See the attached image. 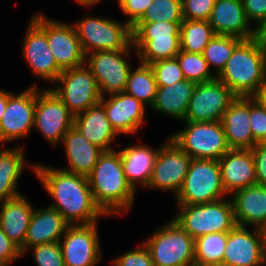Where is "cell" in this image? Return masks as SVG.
Segmentation results:
<instances>
[{
	"label": "cell",
	"instance_id": "obj_37",
	"mask_svg": "<svg viewBox=\"0 0 266 266\" xmlns=\"http://www.w3.org/2000/svg\"><path fill=\"white\" fill-rule=\"evenodd\" d=\"M182 22V0H153L137 22Z\"/></svg>",
	"mask_w": 266,
	"mask_h": 266
},
{
	"label": "cell",
	"instance_id": "obj_34",
	"mask_svg": "<svg viewBox=\"0 0 266 266\" xmlns=\"http://www.w3.org/2000/svg\"><path fill=\"white\" fill-rule=\"evenodd\" d=\"M227 243V232L210 233L195 239V266L222 264Z\"/></svg>",
	"mask_w": 266,
	"mask_h": 266
},
{
	"label": "cell",
	"instance_id": "obj_47",
	"mask_svg": "<svg viewBox=\"0 0 266 266\" xmlns=\"http://www.w3.org/2000/svg\"><path fill=\"white\" fill-rule=\"evenodd\" d=\"M252 98L259 103V105L266 110V80L263 84L257 89L256 93Z\"/></svg>",
	"mask_w": 266,
	"mask_h": 266
},
{
	"label": "cell",
	"instance_id": "obj_11",
	"mask_svg": "<svg viewBox=\"0 0 266 266\" xmlns=\"http://www.w3.org/2000/svg\"><path fill=\"white\" fill-rule=\"evenodd\" d=\"M45 34L57 66L63 71L85 64V54L73 24L51 19L42 12L30 18Z\"/></svg>",
	"mask_w": 266,
	"mask_h": 266
},
{
	"label": "cell",
	"instance_id": "obj_12",
	"mask_svg": "<svg viewBox=\"0 0 266 266\" xmlns=\"http://www.w3.org/2000/svg\"><path fill=\"white\" fill-rule=\"evenodd\" d=\"M133 52L137 55L134 46H131L127 50L98 51L85 55V65L96 78L101 96L124 92L132 68L129 57Z\"/></svg>",
	"mask_w": 266,
	"mask_h": 266
},
{
	"label": "cell",
	"instance_id": "obj_8",
	"mask_svg": "<svg viewBox=\"0 0 266 266\" xmlns=\"http://www.w3.org/2000/svg\"><path fill=\"white\" fill-rule=\"evenodd\" d=\"M228 197L222 184L219 161L192 159L176 205L210 203Z\"/></svg>",
	"mask_w": 266,
	"mask_h": 266
},
{
	"label": "cell",
	"instance_id": "obj_45",
	"mask_svg": "<svg viewBox=\"0 0 266 266\" xmlns=\"http://www.w3.org/2000/svg\"><path fill=\"white\" fill-rule=\"evenodd\" d=\"M242 2L248 22L253 23L256 29L266 19V0H242Z\"/></svg>",
	"mask_w": 266,
	"mask_h": 266
},
{
	"label": "cell",
	"instance_id": "obj_17",
	"mask_svg": "<svg viewBox=\"0 0 266 266\" xmlns=\"http://www.w3.org/2000/svg\"><path fill=\"white\" fill-rule=\"evenodd\" d=\"M97 223L68 226L59 242L65 266L99 265L102 249Z\"/></svg>",
	"mask_w": 266,
	"mask_h": 266
},
{
	"label": "cell",
	"instance_id": "obj_35",
	"mask_svg": "<svg viewBox=\"0 0 266 266\" xmlns=\"http://www.w3.org/2000/svg\"><path fill=\"white\" fill-rule=\"evenodd\" d=\"M242 39L229 35H214L203 50V57L211 70L214 67V74L217 77L224 69L228 59L231 57L234 48Z\"/></svg>",
	"mask_w": 266,
	"mask_h": 266
},
{
	"label": "cell",
	"instance_id": "obj_23",
	"mask_svg": "<svg viewBox=\"0 0 266 266\" xmlns=\"http://www.w3.org/2000/svg\"><path fill=\"white\" fill-rule=\"evenodd\" d=\"M137 145H129L119 151L122 160V167L125 173L127 182L136 191L143 188L146 189L149 185L152 170L155 165L159 149L162 144L154 149L150 145L141 144V139Z\"/></svg>",
	"mask_w": 266,
	"mask_h": 266
},
{
	"label": "cell",
	"instance_id": "obj_9",
	"mask_svg": "<svg viewBox=\"0 0 266 266\" xmlns=\"http://www.w3.org/2000/svg\"><path fill=\"white\" fill-rule=\"evenodd\" d=\"M183 123V130L169 136L192 159L219 160L230 150L221 121Z\"/></svg>",
	"mask_w": 266,
	"mask_h": 266
},
{
	"label": "cell",
	"instance_id": "obj_15",
	"mask_svg": "<svg viewBox=\"0 0 266 266\" xmlns=\"http://www.w3.org/2000/svg\"><path fill=\"white\" fill-rule=\"evenodd\" d=\"M191 160L168 136L159 149L147 189L170 191L176 197L182 188Z\"/></svg>",
	"mask_w": 266,
	"mask_h": 266
},
{
	"label": "cell",
	"instance_id": "obj_2",
	"mask_svg": "<svg viewBox=\"0 0 266 266\" xmlns=\"http://www.w3.org/2000/svg\"><path fill=\"white\" fill-rule=\"evenodd\" d=\"M87 179L95 203L107 217L129 214L137 191L126 180L118 150L104 151Z\"/></svg>",
	"mask_w": 266,
	"mask_h": 266
},
{
	"label": "cell",
	"instance_id": "obj_36",
	"mask_svg": "<svg viewBox=\"0 0 266 266\" xmlns=\"http://www.w3.org/2000/svg\"><path fill=\"white\" fill-rule=\"evenodd\" d=\"M176 58L179 61L185 79L197 84L216 78L214 71L210 70L202 54L189 53L181 50L176 55Z\"/></svg>",
	"mask_w": 266,
	"mask_h": 266
},
{
	"label": "cell",
	"instance_id": "obj_31",
	"mask_svg": "<svg viewBox=\"0 0 266 266\" xmlns=\"http://www.w3.org/2000/svg\"><path fill=\"white\" fill-rule=\"evenodd\" d=\"M195 85V82L184 79L169 86L157 87L155 101L150 109L183 122Z\"/></svg>",
	"mask_w": 266,
	"mask_h": 266
},
{
	"label": "cell",
	"instance_id": "obj_32",
	"mask_svg": "<svg viewBox=\"0 0 266 266\" xmlns=\"http://www.w3.org/2000/svg\"><path fill=\"white\" fill-rule=\"evenodd\" d=\"M138 66L131 68L128 74V80L125 93L135 97L145 104L148 109L155 101L157 84L153 69L148 64L138 62Z\"/></svg>",
	"mask_w": 266,
	"mask_h": 266
},
{
	"label": "cell",
	"instance_id": "obj_41",
	"mask_svg": "<svg viewBox=\"0 0 266 266\" xmlns=\"http://www.w3.org/2000/svg\"><path fill=\"white\" fill-rule=\"evenodd\" d=\"M216 0H182V16L187 20L208 21Z\"/></svg>",
	"mask_w": 266,
	"mask_h": 266
},
{
	"label": "cell",
	"instance_id": "obj_26",
	"mask_svg": "<svg viewBox=\"0 0 266 266\" xmlns=\"http://www.w3.org/2000/svg\"><path fill=\"white\" fill-rule=\"evenodd\" d=\"M249 118L250 97H237L221 120L230 149H252L256 145Z\"/></svg>",
	"mask_w": 266,
	"mask_h": 266
},
{
	"label": "cell",
	"instance_id": "obj_4",
	"mask_svg": "<svg viewBox=\"0 0 266 266\" xmlns=\"http://www.w3.org/2000/svg\"><path fill=\"white\" fill-rule=\"evenodd\" d=\"M181 22H136L132 26L133 46L138 62L152 64L173 59L181 51Z\"/></svg>",
	"mask_w": 266,
	"mask_h": 266
},
{
	"label": "cell",
	"instance_id": "obj_42",
	"mask_svg": "<svg viewBox=\"0 0 266 266\" xmlns=\"http://www.w3.org/2000/svg\"><path fill=\"white\" fill-rule=\"evenodd\" d=\"M250 129L256 144L266 143V110L250 97Z\"/></svg>",
	"mask_w": 266,
	"mask_h": 266
},
{
	"label": "cell",
	"instance_id": "obj_52",
	"mask_svg": "<svg viewBox=\"0 0 266 266\" xmlns=\"http://www.w3.org/2000/svg\"><path fill=\"white\" fill-rule=\"evenodd\" d=\"M101 1L103 0H97V5H99L101 3ZM111 1V0H110ZM114 1V0H113ZM115 1H118V0H115Z\"/></svg>",
	"mask_w": 266,
	"mask_h": 266
},
{
	"label": "cell",
	"instance_id": "obj_22",
	"mask_svg": "<svg viewBox=\"0 0 266 266\" xmlns=\"http://www.w3.org/2000/svg\"><path fill=\"white\" fill-rule=\"evenodd\" d=\"M208 22L215 35H229L242 40L255 37V28L246 18L242 0H216Z\"/></svg>",
	"mask_w": 266,
	"mask_h": 266
},
{
	"label": "cell",
	"instance_id": "obj_3",
	"mask_svg": "<svg viewBox=\"0 0 266 266\" xmlns=\"http://www.w3.org/2000/svg\"><path fill=\"white\" fill-rule=\"evenodd\" d=\"M217 78L237 97H252L266 80V49L255 37L242 40Z\"/></svg>",
	"mask_w": 266,
	"mask_h": 266
},
{
	"label": "cell",
	"instance_id": "obj_40",
	"mask_svg": "<svg viewBox=\"0 0 266 266\" xmlns=\"http://www.w3.org/2000/svg\"><path fill=\"white\" fill-rule=\"evenodd\" d=\"M139 245L135 249L117 255L110 264L112 266H153L150 251L144 243Z\"/></svg>",
	"mask_w": 266,
	"mask_h": 266
},
{
	"label": "cell",
	"instance_id": "obj_48",
	"mask_svg": "<svg viewBox=\"0 0 266 266\" xmlns=\"http://www.w3.org/2000/svg\"><path fill=\"white\" fill-rule=\"evenodd\" d=\"M255 38L266 49V19L255 29Z\"/></svg>",
	"mask_w": 266,
	"mask_h": 266
},
{
	"label": "cell",
	"instance_id": "obj_43",
	"mask_svg": "<svg viewBox=\"0 0 266 266\" xmlns=\"http://www.w3.org/2000/svg\"><path fill=\"white\" fill-rule=\"evenodd\" d=\"M152 2L153 0H118L117 6L122 14L127 17L126 23L132 27Z\"/></svg>",
	"mask_w": 266,
	"mask_h": 266
},
{
	"label": "cell",
	"instance_id": "obj_21",
	"mask_svg": "<svg viewBox=\"0 0 266 266\" xmlns=\"http://www.w3.org/2000/svg\"><path fill=\"white\" fill-rule=\"evenodd\" d=\"M218 161L224 191L228 196L239 189L256 184L251 149H230Z\"/></svg>",
	"mask_w": 266,
	"mask_h": 266
},
{
	"label": "cell",
	"instance_id": "obj_25",
	"mask_svg": "<svg viewBox=\"0 0 266 266\" xmlns=\"http://www.w3.org/2000/svg\"><path fill=\"white\" fill-rule=\"evenodd\" d=\"M70 224L51 207L34 208L24 241V253L36 245L57 243Z\"/></svg>",
	"mask_w": 266,
	"mask_h": 266
},
{
	"label": "cell",
	"instance_id": "obj_10",
	"mask_svg": "<svg viewBox=\"0 0 266 266\" xmlns=\"http://www.w3.org/2000/svg\"><path fill=\"white\" fill-rule=\"evenodd\" d=\"M53 84L49 88L74 116L101 101L96 78L85 64L63 70Z\"/></svg>",
	"mask_w": 266,
	"mask_h": 266
},
{
	"label": "cell",
	"instance_id": "obj_49",
	"mask_svg": "<svg viewBox=\"0 0 266 266\" xmlns=\"http://www.w3.org/2000/svg\"><path fill=\"white\" fill-rule=\"evenodd\" d=\"M7 100H8V91L0 88V121L6 109Z\"/></svg>",
	"mask_w": 266,
	"mask_h": 266
},
{
	"label": "cell",
	"instance_id": "obj_14",
	"mask_svg": "<svg viewBox=\"0 0 266 266\" xmlns=\"http://www.w3.org/2000/svg\"><path fill=\"white\" fill-rule=\"evenodd\" d=\"M236 98L232 90L217 77L211 81L197 83L183 121H221Z\"/></svg>",
	"mask_w": 266,
	"mask_h": 266
},
{
	"label": "cell",
	"instance_id": "obj_5",
	"mask_svg": "<svg viewBox=\"0 0 266 266\" xmlns=\"http://www.w3.org/2000/svg\"><path fill=\"white\" fill-rule=\"evenodd\" d=\"M84 54L121 51L133 46L132 27L126 21L87 15L73 23Z\"/></svg>",
	"mask_w": 266,
	"mask_h": 266
},
{
	"label": "cell",
	"instance_id": "obj_28",
	"mask_svg": "<svg viewBox=\"0 0 266 266\" xmlns=\"http://www.w3.org/2000/svg\"><path fill=\"white\" fill-rule=\"evenodd\" d=\"M34 206L20 195L0 203V228L24 254V241Z\"/></svg>",
	"mask_w": 266,
	"mask_h": 266
},
{
	"label": "cell",
	"instance_id": "obj_30",
	"mask_svg": "<svg viewBox=\"0 0 266 266\" xmlns=\"http://www.w3.org/2000/svg\"><path fill=\"white\" fill-rule=\"evenodd\" d=\"M0 146V203L22 195L18 191L25 166L34 174L35 162L29 164L25 159L24 146L4 148Z\"/></svg>",
	"mask_w": 266,
	"mask_h": 266
},
{
	"label": "cell",
	"instance_id": "obj_6",
	"mask_svg": "<svg viewBox=\"0 0 266 266\" xmlns=\"http://www.w3.org/2000/svg\"><path fill=\"white\" fill-rule=\"evenodd\" d=\"M172 219L194 240L210 233L229 232L236 226L230 197L210 203L176 205Z\"/></svg>",
	"mask_w": 266,
	"mask_h": 266
},
{
	"label": "cell",
	"instance_id": "obj_20",
	"mask_svg": "<svg viewBox=\"0 0 266 266\" xmlns=\"http://www.w3.org/2000/svg\"><path fill=\"white\" fill-rule=\"evenodd\" d=\"M28 25L23 36L22 57L35 78L54 83L62 70L54 60L46 34L31 19Z\"/></svg>",
	"mask_w": 266,
	"mask_h": 266
},
{
	"label": "cell",
	"instance_id": "obj_29",
	"mask_svg": "<svg viewBox=\"0 0 266 266\" xmlns=\"http://www.w3.org/2000/svg\"><path fill=\"white\" fill-rule=\"evenodd\" d=\"M61 144L68 165L60 169L84 176L92 171L100 155L104 152L101 148L89 142L74 126L64 135Z\"/></svg>",
	"mask_w": 266,
	"mask_h": 266
},
{
	"label": "cell",
	"instance_id": "obj_24",
	"mask_svg": "<svg viewBox=\"0 0 266 266\" xmlns=\"http://www.w3.org/2000/svg\"><path fill=\"white\" fill-rule=\"evenodd\" d=\"M237 226L262 229L266 225V187L258 184L239 189L230 196Z\"/></svg>",
	"mask_w": 266,
	"mask_h": 266
},
{
	"label": "cell",
	"instance_id": "obj_33",
	"mask_svg": "<svg viewBox=\"0 0 266 266\" xmlns=\"http://www.w3.org/2000/svg\"><path fill=\"white\" fill-rule=\"evenodd\" d=\"M215 33L205 20L183 19L180 24V47L189 53H203Z\"/></svg>",
	"mask_w": 266,
	"mask_h": 266
},
{
	"label": "cell",
	"instance_id": "obj_44",
	"mask_svg": "<svg viewBox=\"0 0 266 266\" xmlns=\"http://www.w3.org/2000/svg\"><path fill=\"white\" fill-rule=\"evenodd\" d=\"M22 257L20 249L0 228V266H11L13 261Z\"/></svg>",
	"mask_w": 266,
	"mask_h": 266
},
{
	"label": "cell",
	"instance_id": "obj_38",
	"mask_svg": "<svg viewBox=\"0 0 266 266\" xmlns=\"http://www.w3.org/2000/svg\"><path fill=\"white\" fill-rule=\"evenodd\" d=\"M150 66L153 69L157 87L169 86L185 79L177 58L159 60Z\"/></svg>",
	"mask_w": 266,
	"mask_h": 266
},
{
	"label": "cell",
	"instance_id": "obj_18",
	"mask_svg": "<svg viewBox=\"0 0 266 266\" xmlns=\"http://www.w3.org/2000/svg\"><path fill=\"white\" fill-rule=\"evenodd\" d=\"M222 264L226 266H266L262 230L236 225L227 232Z\"/></svg>",
	"mask_w": 266,
	"mask_h": 266
},
{
	"label": "cell",
	"instance_id": "obj_50",
	"mask_svg": "<svg viewBox=\"0 0 266 266\" xmlns=\"http://www.w3.org/2000/svg\"><path fill=\"white\" fill-rule=\"evenodd\" d=\"M75 1L77 4H80V6H84V7H95V5H97V0H73Z\"/></svg>",
	"mask_w": 266,
	"mask_h": 266
},
{
	"label": "cell",
	"instance_id": "obj_27",
	"mask_svg": "<svg viewBox=\"0 0 266 266\" xmlns=\"http://www.w3.org/2000/svg\"><path fill=\"white\" fill-rule=\"evenodd\" d=\"M73 126L91 143L103 151L115 148L116 137L119 136L112 128L103 105L99 102L85 112L74 116ZM113 142H115L113 144Z\"/></svg>",
	"mask_w": 266,
	"mask_h": 266
},
{
	"label": "cell",
	"instance_id": "obj_19",
	"mask_svg": "<svg viewBox=\"0 0 266 266\" xmlns=\"http://www.w3.org/2000/svg\"><path fill=\"white\" fill-rule=\"evenodd\" d=\"M107 118L112 128L120 135H137L145 123L146 108L141 101L125 92L102 96Z\"/></svg>",
	"mask_w": 266,
	"mask_h": 266
},
{
	"label": "cell",
	"instance_id": "obj_13",
	"mask_svg": "<svg viewBox=\"0 0 266 266\" xmlns=\"http://www.w3.org/2000/svg\"><path fill=\"white\" fill-rule=\"evenodd\" d=\"M40 89L36 86L33 130L56 147L61 145L64 135L73 127L74 115L49 87Z\"/></svg>",
	"mask_w": 266,
	"mask_h": 266
},
{
	"label": "cell",
	"instance_id": "obj_1",
	"mask_svg": "<svg viewBox=\"0 0 266 266\" xmlns=\"http://www.w3.org/2000/svg\"><path fill=\"white\" fill-rule=\"evenodd\" d=\"M34 176L47 191L56 209L70 225L92 224L107 215L95 203L87 176L64 171L40 162Z\"/></svg>",
	"mask_w": 266,
	"mask_h": 266
},
{
	"label": "cell",
	"instance_id": "obj_16",
	"mask_svg": "<svg viewBox=\"0 0 266 266\" xmlns=\"http://www.w3.org/2000/svg\"><path fill=\"white\" fill-rule=\"evenodd\" d=\"M36 86L31 84L19 94L8 91L6 109L0 121V145L24 139L34 126Z\"/></svg>",
	"mask_w": 266,
	"mask_h": 266
},
{
	"label": "cell",
	"instance_id": "obj_7",
	"mask_svg": "<svg viewBox=\"0 0 266 266\" xmlns=\"http://www.w3.org/2000/svg\"><path fill=\"white\" fill-rule=\"evenodd\" d=\"M153 266H195V240L170 218L143 241Z\"/></svg>",
	"mask_w": 266,
	"mask_h": 266
},
{
	"label": "cell",
	"instance_id": "obj_39",
	"mask_svg": "<svg viewBox=\"0 0 266 266\" xmlns=\"http://www.w3.org/2000/svg\"><path fill=\"white\" fill-rule=\"evenodd\" d=\"M31 251L36 266H65L59 242L36 245L28 248L22 256Z\"/></svg>",
	"mask_w": 266,
	"mask_h": 266
},
{
	"label": "cell",
	"instance_id": "obj_51",
	"mask_svg": "<svg viewBox=\"0 0 266 266\" xmlns=\"http://www.w3.org/2000/svg\"><path fill=\"white\" fill-rule=\"evenodd\" d=\"M263 233L264 251L266 254V225L261 229Z\"/></svg>",
	"mask_w": 266,
	"mask_h": 266
},
{
	"label": "cell",
	"instance_id": "obj_46",
	"mask_svg": "<svg viewBox=\"0 0 266 266\" xmlns=\"http://www.w3.org/2000/svg\"><path fill=\"white\" fill-rule=\"evenodd\" d=\"M256 170V184L266 187V143H258L252 149Z\"/></svg>",
	"mask_w": 266,
	"mask_h": 266
}]
</instances>
